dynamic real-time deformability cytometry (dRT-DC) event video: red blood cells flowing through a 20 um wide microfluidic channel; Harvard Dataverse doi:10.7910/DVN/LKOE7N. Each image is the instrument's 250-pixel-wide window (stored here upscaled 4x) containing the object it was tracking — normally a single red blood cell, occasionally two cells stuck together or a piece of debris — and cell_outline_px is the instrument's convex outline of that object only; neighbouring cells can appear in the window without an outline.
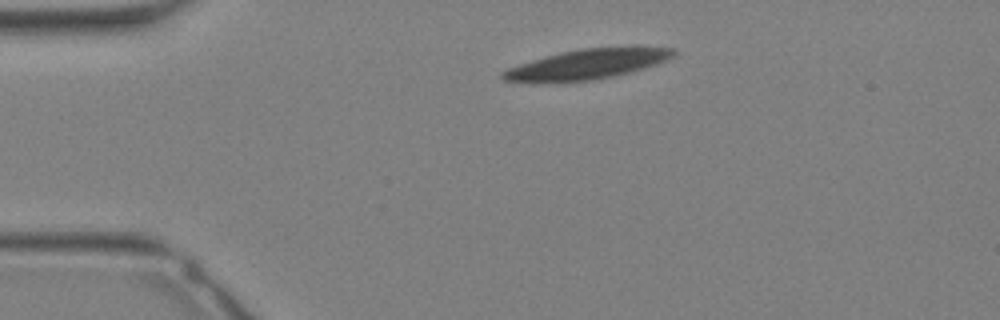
{"species": "Egyptian fruit bat (a non-hibernating species)", "species_latin": "Rousettus aegyptiacus", "temperature_condition": "warm", "stored_images_in_passage": 9, "camera_frame_rate_fps": 3000, "um_per_image_px": 0.085, "animal": {"sex": "female"}, "frame": {"image": 1, "passage_image": 1, "time_ms": 0.0, "image_size_px": [1000, 320], "cell_outline_px": [[676, 52], [668, 60], [644, 68], [612, 76], [592, 80], [536, 84], [532, 84], [504, 80], [500, 76], [500, 72], [508, 68], [532, 60], [560, 52], [584, 48], [676, 48]], "centroid_in_image_um": [49.78, 5.5], "position_along_channel_um": 35.2, "area_um2": 29.65}}
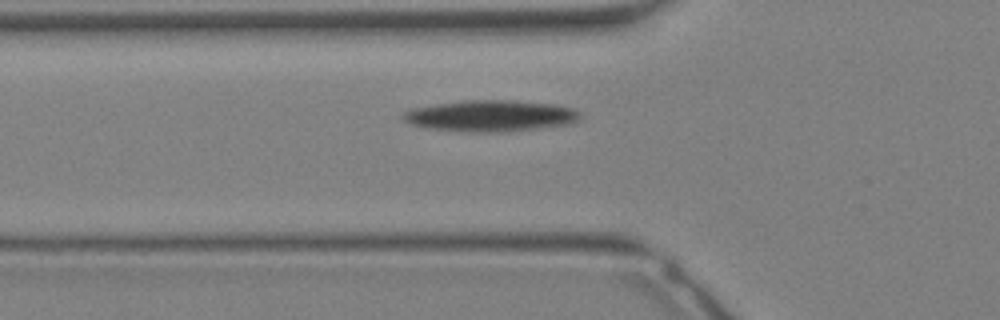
{"frame": {"image": 2, "passage_image": 6, "time_ms": 1.667, "image_size_px": [1000, 320], "cell_outline_px": [[580, 120], [564, 124], [536, 128], [504, 132], [460, 132], [424, 128], [412, 124], [404, 120], [400, 116], [408, 108], [464, 100], [516, 100], [556, 104], [572, 108], [580, 112]], "centroid_in_image_um": [41.63, 9.84], "position_along_channel_um": 84.2, "area_um2": 32.6}}
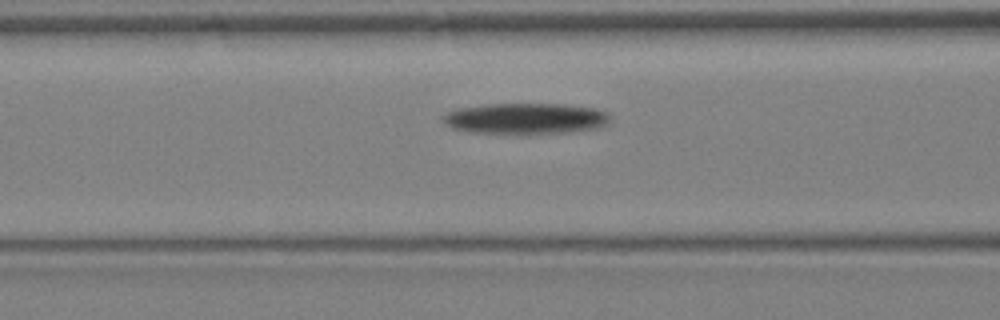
{"frame": {"image": 3, "passage_image": 8, "time_ms": 2.333, "image_size_px": [1000, 320], "cell_outline_px": [[612, 124], [600, 128], [576, 132], [468, 132], [452, 128], [440, 120], [440, 116], [448, 112], [460, 108], [484, 104], [560, 104], [596, 108], [608, 112], [612, 116]], "centroid_in_image_um": [44.76, 10.06], "position_along_channel_um": 121.8, "area_um2": 30.23}}